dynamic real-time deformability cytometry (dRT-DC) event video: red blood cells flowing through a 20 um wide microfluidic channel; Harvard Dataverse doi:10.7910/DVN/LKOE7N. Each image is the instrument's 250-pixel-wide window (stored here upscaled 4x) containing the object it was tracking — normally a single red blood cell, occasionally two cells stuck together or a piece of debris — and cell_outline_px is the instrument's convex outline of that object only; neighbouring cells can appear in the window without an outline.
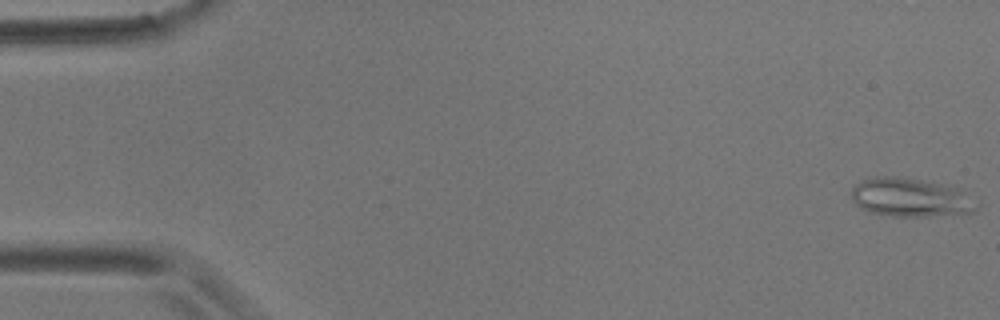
{"species": "common noctule bat (a hibernating species)", "species_latin": "Nyctalus noctula", "temperature_condition": "room temperature", "stored_images_in_passage": 15, "camera_frame_rate_fps": 3000, "um_per_image_px": 0.085, "animal": {"sex": "male", "body_mass_g": 17.9}, "frame": {"image": 1, "passage_image": 1, "time_ms": 0.0, "image_size_px": [1000, 320], "cell_outline_px": [[980, 204], [972, 212], [924, 216], [892, 216], [872, 212], [860, 208], [852, 200], [852, 188], [856, 184], [864, 180], [876, 176], [888, 176], [920, 180], [940, 184], [956, 188], [964, 192]], "centroid_in_image_um": [77.37, 16.79], "position_along_channel_um": 7.6, "area_um2": 27.69}}
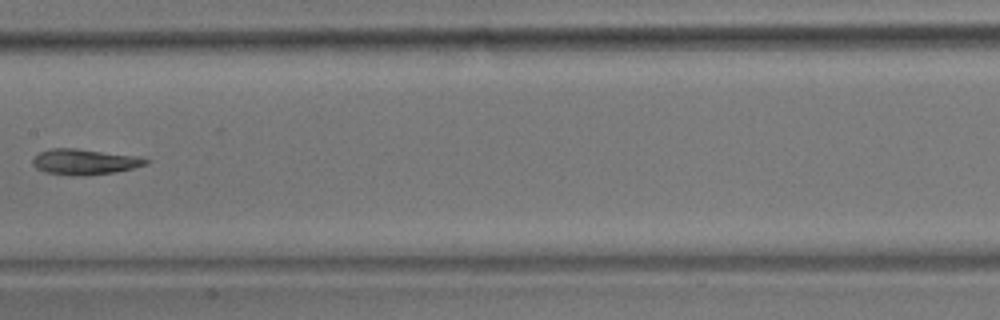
{"frame": {"image": 2, "passage_image": 8, "time_ms": 9.333, "image_size_px": [1000, 320], "cell_outline_px": [[152, 160], [148, 164], [116, 172], [88, 176], [72, 176], [44, 172], [36, 168], [32, 164], [32, 160], [40, 152], [52, 148], [76, 148], [140, 156]], "centroid_in_image_um": [7.23, 13.76], "position_along_channel_um": 200.2, "area_um2": 17.22}}
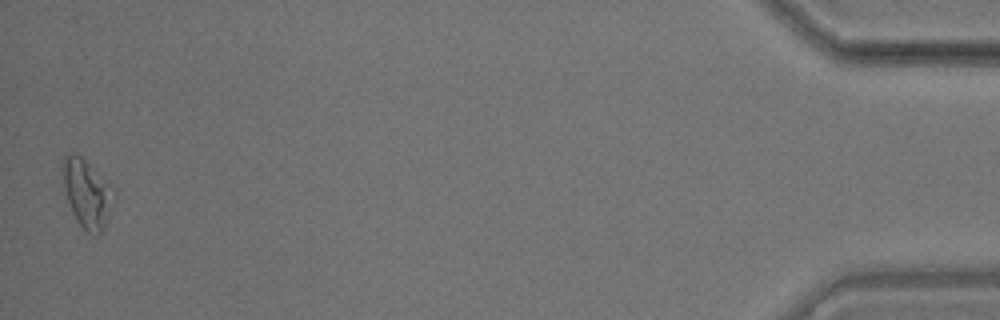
{"frame": {"image": 3, "passage_image": 15, "time_ms": 18.333, "image_size_px": [1000, 320], "cell_outline_px": [[116, 192], [104, 228], [96, 236], [92, 236], [84, 232], [76, 220], [72, 212], [64, 188], [60, 168], [60, 164], [64, 152], [76, 152], [108, 180], [116, 188]], "centroid_in_image_um": [7.37, 16.4], "position_along_channel_um": 427.8, "area_um2": 21.21}, "authors_computed_cell_mechanics": {"area_um2": 17.9758, "velocity_mm_per_s": 3.5259, "shape_relaxation_time_tau1_ms": null, "shape_relaxation_time_tau2_ms": 3.4017, "deformation_change_tau1": null, "deformation_change_tau2": 0.0896}}